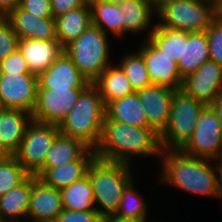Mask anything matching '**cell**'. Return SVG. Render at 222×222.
Segmentation results:
<instances>
[{"label":"cell","instance_id":"1","mask_svg":"<svg viewBox=\"0 0 222 222\" xmlns=\"http://www.w3.org/2000/svg\"><path fill=\"white\" fill-rule=\"evenodd\" d=\"M159 162L158 183L207 199L221 198L214 160L190 156L181 150H162Z\"/></svg>","mask_w":222,"mask_h":222},{"label":"cell","instance_id":"2","mask_svg":"<svg viewBox=\"0 0 222 222\" xmlns=\"http://www.w3.org/2000/svg\"><path fill=\"white\" fill-rule=\"evenodd\" d=\"M160 134L154 128H139L104 120L95 157L133 165L132 158H157L162 152ZM132 160V162H131Z\"/></svg>","mask_w":222,"mask_h":222},{"label":"cell","instance_id":"3","mask_svg":"<svg viewBox=\"0 0 222 222\" xmlns=\"http://www.w3.org/2000/svg\"><path fill=\"white\" fill-rule=\"evenodd\" d=\"M106 105L98 88L90 83L58 125L60 134L82 140L95 149L100 141Z\"/></svg>","mask_w":222,"mask_h":222},{"label":"cell","instance_id":"4","mask_svg":"<svg viewBox=\"0 0 222 222\" xmlns=\"http://www.w3.org/2000/svg\"><path fill=\"white\" fill-rule=\"evenodd\" d=\"M134 165L94 157L87 174L92 184L96 210L104 217L118 210L123 190L136 178Z\"/></svg>","mask_w":222,"mask_h":222},{"label":"cell","instance_id":"5","mask_svg":"<svg viewBox=\"0 0 222 222\" xmlns=\"http://www.w3.org/2000/svg\"><path fill=\"white\" fill-rule=\"evenodd\" d=\"M110 41L100 28L90 24L77 39L64 47V51L80 73L93 83L113 63Z\"/></svg>","mask_w":222,"mask_h":222},{"label":"cell","instance_id":"6","mask_svg":"<svg viewBox=\"0 0 222 222\" xmlns=\"http://www.w3.org/2000/svg\"><path fill=\"white\" fill-rule=\"evenodd\" d=\"M206 105L186 94L174 91L167 126L160 133L163 150H180L191 138L200 112Z\"/></svg>","mask_w":222,"mask_h":222},{"label":"cell","instance_id":"7","mask_svg":"<svg viewBox=\"0 0 222 222\" xmlns=\"http://www.w3.org/2000/svg\"><path fill=\"white\" fill-rule=\"evenodd\" d=\"M218 15L219 9L211 3L200 0H175L156 13V23L171 30L203 32Z\"/></svg>","mask_w":222,"mask_h":222},{"label":"cell","instance_id":"8","mask_svg":"<svg viewBox=\"0 0 222 222\" xmlns=\"http://www.w3.org/2000/svg\"><path fill=\"white\" fill-rule=\"evenodd\" d=\"M59 134L58 125L32 121L13 156L30 175L38 176L44 169L46 154Z\"/></svg>","mask_w":222,"mask_h":222},{"label":"cell","instance_id":"9","mask_svg":"<svg viewBox=\"0 0 222 222\" xmlns=\"http://www.w3.org/2000/svg\"><path fill=\"white\" fill-rule=\"evenodd\" d=\"M184 154L210 160L222 154V134L216 111L206 105L200 112L191 138L180 149Z\"/></svg>","mask_w":222,"mask_h":222},{"label":"cell","instance_id":"10","mask_svg":"<svg viewBox=\"0 0 222 222\" xmlns=\"http://www.w3.org/2000/svg\"><path fill=\"white\" fill-rule=\"evenodd\" d=\"M85 88H38L37 101L32 112L33 121L59 125L69 113Z\"/></svg>","mask_w":222,"mask_h":222},{"label":"cell","instance_id":"11","mask_svg":"<svg viewBox=\"0 0 222 222\" xmlns=\"http://www.w3.org/2000/svg\"><path fill=\"white\" fill-rule=\"evenodd\" d=\"M38 76L35 74H0L3 108L32 114L37 101Z\"/></svg>","mask_w":222,"mask_h":222},{"label":"cell","instance_id":"12","mask_svg":"<svg viewBox=\"0 0 222 222\" xmlns=\"http://www.w3.org/2000/svg\"><path fill=\"white\" fill-rule=\"evenodd\" d=\"M143 40L138 44L137 50L143 55L151 84L173 91L181 90L183 78L177 62L162 53L148 39Z\"/></svg>","mask_w":222,"mask_h":222},{"label":"cell","instance_id":"13","mask_svg":"<svg viewBox=\"0 0 222 222\" xmlns=\"http://www.w3.org/2000/svg\"><path fill=\"white\" fill-rule=\"evenodd\" d=\"M181 89L205 105H212L222 95V66L211 60L204 62L183 79Z\"/></svg>","mask_w":222,"mask_h":222},{"label":"cell","instance_id":"14","mask_svg":"<svg viewBox=\"0 0 222 222\" xmlns=\"http://www.w3.org/2000/svg\"><path fill=\"white\" fill-rule=\"evenodd\" d=\"M62 211L60 190L47 185L39 177L33 175L27 220L30 222H55Z\"/></svg>","mask_w":222,"mask_h":222},{"label":"cell","instance_id":"15","mask_svg":"<svg viewBox=\"0 0 222 222\" xmlns=\"http://www.w3.org/2000/svg\"><path fill=\"white\" fill-rule=\"evenodd\" d=\"M148 124L159 134L165 129L170 117L174 91L151 84L137 91Z\"/></svg>","mask_w":222,"mask_h":222},{"label":"cell","instance_id":"16","mask_svg":"<svg viewBox=\"0 0 222 222\" xmlns=\"http://www.w3.org/2000/svg\"><path fill=\"white\" fill-rule=\"evenodd\" d=\"M89 84L65 51L38 76V88H86Z\"/></svg>","mask_w":222,"mask_h":222},{"label":"cell","instance_id":"17","mask_svg":"<svg viewBox=\"0 0 222 222\" xmlns=\"http://www.w3.org/2000/svg\"><path fill=\"white\" fill-rule=\"evenodd\" d=\"M18 49L31 73L39 76L62 54L58 40L19 39Z\"/></svg>","mask_w":222,"mask_h":222},{"label":"cell","instance_id":"18","mask_svg":"<svg viewBox=\"0 0 222 222\" xmlns=\"http://www.w3.org/2000/svg\"><path fill=\"white\" fill-rule=\"evenodd\" d=\"M19 39L57 40L55 19L40 18L17 7L5 17Z\"/></svg>","mask_w":222,"mask_h":222},{"label":"cell","instance_id":"19","mask_svg":"<svg viewBox=\"0 0 222 222\" xmlns=\"http://www.w3.org/2000/svg\"><path fill=\"white\" fill-rule=\"evenodd\" d=\"M32 114L18 109H0V146L8 155H13L22 143Z\"/></svg>","mask_w":222,"mask_h":222},{"label":"cell","instance_id":"20","mask_svg":"<svg viewBox=\"0 0 222 222\" xmlns=\"http://www.w3.org/2000/svg\"><path fill=\"white\" fill-rule=\"evenodd\" d=\"M118 6L120 11L123 12V39L128 33H133V35H142V33H145V39H148L156 26L155 19H157L155 17L156 12L149 1L122 0Z\"/></svg>","mask_w":222,"mask_h":222},{"label":"cell","instance_id":"21","mask_svg":"<svg viewBox=\"0 0 222 222\" xmlns=\"http://www.w3.org/2000/svg\"><path fill=\"white\" fill-rule=\"evenodd\" d=\"M95 157V151L89 148L78 160L61 167L44 168L37 177L55 189H62L80 180L87 174L88 165Z\"/></svg>","mask_w":222,"mask_h":222},{"label":"cell","instance_id":"22","mask_svg":"<svg viewBox=\"0 0 222 222\" xmlns=\"http://www.w3.org/2000/svg\"><path fill=\"white\" fill-rule=\"evenodd\" d=\"M32 187L33 175H29L0 197V215L4 222L27 220Z\"/></svg>","mask_w":222,"mask_h":222},{"label":"cell","instance_id":"23","mask_svg":"<svg viewBox=\"0 0 222 222\" xmlns=\"http://www.w3.org/2000/svg\"><path fill=\"white\" fill-rule=\"evenodd\" d=\"M209 60L210 53L206 31H184L183 57H180L177 63L181 77L184 79L189 74L196 72L204 62Z\"/></svg>","mask_w":222,"mask_h":222},{"label":"cell","instance_id":"24","mask_svg":"<svg viewBox=\"0 0 222 222\" xmlns=\"http://www.w3.org/2000/svg\"><path fill=\"white\" fill-rule=\"evenodd\" d=\"M105 120L139 128H152L147 121L137 92L106 104Z\"/></svg>","mask_w":222,"mask_h":222},{"label":"cell","instance_id":"25","mask_svg":"<svg viewBox=\"0 0 222 222\" xmlns=\"http://www.w3.org/2000/svg\"><path fill=\"white\" fill-rule=\"evenodd\" d=\"M93 84L98 88L105 105L135 92L125 72L115 62L109 65Z\"/></svg>","mask_w":222,"mask_h":222},{"label":"cell","instance_id":"26","mask_svg":"<svg viewBox=\"0 0 222 222\" xmlns=\"http://www.w3.org/2000/svg\"><path fill=\"white\" fill-rule=\"evenodd\" d=\"M54 19L57 40L65 47L77 39L91 24L90 5L87 2L84 6L69 10Z\"/></svg>","mask_w":222,"mask_h":222},{"label":"cell","instance_id":"27","mask_svg":"<svg viewBox=\"0 0 222 222\" xmlns=\"http://www.w3.org/2000/svg\"><path fill=\"white\" fill-rule=\"evenodd\" d=\"M91 10V24L100 28L105 34L123 38V12L118 4L98 0L88 1Z\"/></svg>","mask_w":222,"mask_h":222},{"label":"cell","instance_id":"28","mask_svg":"<svg viewBox=\"0 0 222 222\" xmlns=\"http://www.w3.org/2000/svg\"><path fill=\"white\" fill-rule=\"evenodd\" d=\"M90 147L82 140L59 134L45 157L44 168H54L78 160Z\"/></svg>","mask_w":222,"mask_h":222},{"label":"cell","instance_id":"29","mask_svg":"<svg viewBox=\"0 0 222 222\" xmlns=\"http://www.w3.org/2000/svg\"><path fill=\"white\" fill-rule=\"evenodd\" d=\"M60 193L65 210H96L93 188L88 174L70 186L60 189Z\"/></svg>","mask_w":222,"mask_h":222},{"label":"cell","instance_id":"30","mask_svg":"<svg viewBox=\"0 0 222 222\" xmlns=\"http://www.w3.org/2000/svg\"><path fill=\"white\" fill-rule=\"evenodd\" d=\"M136 181L134 178L123 190L121 201L115 214L122 218L148 221L147 218L150 215L148 212L151 210L148 207L150 202H148V199L145 201L144 194L142 195L139 189L136 188L139 187Z\"/></svg>","mask_w":222,"mask_h":222},{"label":"cell","instance_id":"31","mask_svg":"<svg viewBox=\"0 0 222 222\" xmlns=\"http://www.w3.org/2000/svg\"><path fill=\"white\" fill-rule=\"evenodd\" d=\"M148 40L162 53L178 63L183 57L184 31L160 27L157 23Z\"/></svg>","mask_w":222,"mask_h":222},{"label":"cell","instance_id":"32","mask_svg":"<svg viewBox=\"0 0 222 222\" xmlns=\"http://www.w3.org/2000/svg\"><path fill=\"white\" fill-rule=\"evenodd\" d=\"M115 62L123 69L135 92L151 85L143 55L138 50L122 54Z\"/></svg>","mask_w":222,"mask_h":222},{"label":"cell","instance_id":"33","mask_svg":"<svg viewBox=\"0 0 222 222\" xmlns=\"http://www.w3.org/2000/svg\"><path fill=\"white\" fill-rule=\"evenodd\" d=\"M30 174L13 155L0 161V197L22 183Z\"/></svg>","mask_w":222,"mask_h":222},{"label":"cell","instance_id":"34","mask_svg":"<svg viewBox=\"0 0 222 222\" xmlns=\"http://www.w3.org/2000/svg\"><path fill=\"white\" fill-rule=\"evenodd\" d=\"M210 60L222 66V16L219 14L206 30Z\"/></svg>","mask_w":222,"mask_h":222},{"label":"cell","instance_id":"35","mask_svg":"<svg viewBox=\"0 0 222 222\" xmlns=\"http://www.w3.org/2000/svg\"><path fill=\"white\" fill-rule=\"evenodd\" d=\"M19 37L12 28L9 21L2 17L0 19V62L9 54L18 49Z\"/></svg>","mask_w":222,"mask_h":222},{"label":"cell","instance_id":"36","mask_svg":"<svg viewBox=\"0 0 222 222\" xmlns=\"http://www.w3.org/2000/svg\"><path fill=\"white\" fill-rule=\"evenodd\" d=\"M0 74H33L19 49L0 62Z\"/></svg>","mask_w":222,"mask_h":222},{"label":"cell","instance_id":"37","mask_svg":"<svg viewBox=\"0 0 222 222\" xmlns=\"http://www.w3.org/2000/svg\"><path fill=\"white\" fill-rule=\"evenodd\" d=\"M103 216L97 210L74 211L63 209L55 222H102Z\"/></svg>","mask_w":222,"mask_h":222},{"label":"cell","instance_id":"38","mask_svg":"<svg viewBox=\"0 0 222 222\" xmlns=\"http://www.w3.org/2000/svg\"><path fill=\"white\" fill-rule=\"evenodd\" d=\"M19 7L40 18H53L51 0H21Z\"/></svg>","mask_w":222,"mask_h":222},{"label":"cell","instance_id":"39","mask_svg":"<svg viewBox=\"0 0 222 222\" xmlns=\"http://www.w3.org/2000/svg\"><path fill=\"white\" fill-rule=\"evenodd\" d=\"M88 0H51L53 18L59 17L69 10L84 6Z\"/></svg>","mask_w":222,"mask_h":222},{"label":"cell","instance_id":"40","mask_svg":"<svg viewBox=\"0 0 222 222\" xmlns=\"http://www.w3.org/2000/svg\"><path fill=\"white\" fill-rule=\"evenodd\" d=\"M21 0H0V15L6 17L11 11L19 7Z\"/></svg>","mask_w":222,"mask_h":222},{"label":"cell","instance_id":"41","mask_svg":"<svg viewBox=\"0 0 222 222\" xmlns=\"http://www.w3.org/2000/svg\"><path fill=\"white\" fill-rule=\"evenodd\" d=\"M102 222H145L144 220H136L133 218H122L116 214L104 216Z\"/></svg>","mask_w":222,"mask_h":222},{"label":"cell","instance_id":"42","mask_svg":"<svg viewBox=\"0 0 222 222\" xmlns=\"http://www.w3.org/2000/svg\"><path fill=\"white\" fill-rule=\"evenodd\" d=\"M211 106L216 111V115L219 121V128L222 134V95H220Z\"/></svg>","mask_w":222,"mask_h":222},{"label":"cell","instance_id":"43","mask_svg":"<svg viewBox=\"0 0 222 222\" xmlns=\"http://www.w3.org/2000/svg\"><path fill=\"white\" fill-rule=\"evenodd\" d=\"M216 169H217V174H218V188H219V193L221 195V202H222V154L214 160ZM222 204V203H221Z\"/></svg>","mask_w":222,"mask_h":222},{"label":"cell","instance_id":"44","mask_svg":"<svg viewBox=\"0 0 222 222\" xmlns=\"http://www.w3.org/2000/svg\"><path fill=\"white\" fill-rule=\"evenodd\" d=\"M148 1L151 4L153 10L157 13L166 4H169L175 0H148Z\"/></svg>","mask_w":222,"mask_h":222},{"label":"cell","instance_id":"45","mask_svg":"<svg viewBox=\"0 0 222 222\" xmlns=\"http://www.w3.org/2000/svg\"><path fill=\"white\" fill-rule=\"evenodd\" d=\"M200 1L211 3L218 9H220L222 7V0H200Z\"/></svg>","mask_w":222,"mask_h":222},{"label":"cell","instance_id":"46","mask_svg":"<svg viewBox=\"0 0 222 222\" xmlns=\"http://www.w3.org/2000/svg\"><path fill=\"white\" fill-rule=\"evenodd\" d=\"M8 154L4 151V149L0 146V161L5 159Z\"/></svg>","mask_w":222,"mask_h":222},{"label":"cell","instance_id":"47","mask_svg":"<svg viewBox=\"0 0 222 222\" xmlns=\"http://www.w3.org/2000/svg\"><path fill=\"white\" fill-rule=\"evenodd\" d=\"M98 1L119 4L122 0H98Z\"/></svg>","mask_w":222,"mask_h":222},{"label":"cell","instance_id":"48","mask_svg":"<svg viewBox=\"0 0 222 222\" xmlns=\"http://www.w3.org/2000/svg\"><path fill=\"white\" fill-rule=\"evenodd\" d=\"M0 109H4V108H3V104H2L1 94H0Z\"/></svg>","mask_w":222,"mask_h":222},{"label":"cell","instance_id":"49","mask_svg":"<svg viewBox=\"0 0 222 222\" xmlns=\"http://www.w3.org/2000/svg\"><path fill=\"white\" fill-rule=\"evenodd\" d=\"M219 14L222 16V7L219 9Z\"/></svg>","mask_w":222,"mask_h":222},{"label":"cell","instance_id":"50","mask_svg":"<svg viewBox=\"0 0 222 222\" xmlns=\"http://www.w3.org/2000/svg\"><path fill=\"white\" fill-rule=\"evenodd\" d=\"M15 222H30L29 220H25V221H15Z\"/></svg>","mask_w":222,"mask_h":222},{"label":"cell","instance_id":"51","mask_svg":"<svg viewBox=\"0 0 222 222\" xmlns=\"http://www.w3.org/2000/svg\"><path fill=\"white\" fill-rule=\"evenodd\" d=\"M154 221V219H152L151 221H150V219L148 220V221H145V222H153ZM155 222H157V221H155Z\"/></svg>","mask_w":222,"mask_h":222},{"label":"cell","instance_id":"52","mask_svg":"<svg viewBox=\"0 0 222 222\" xmlns=\"http://www.w3.org/2000/svg\"><path fill=\"white\" fill-rule=\"evenodd\" d=\"M0 222H4L3 219H2V217H1V215H0Z\"/></svg>","mask_w":222,"mask_h":222}]
</instances>
